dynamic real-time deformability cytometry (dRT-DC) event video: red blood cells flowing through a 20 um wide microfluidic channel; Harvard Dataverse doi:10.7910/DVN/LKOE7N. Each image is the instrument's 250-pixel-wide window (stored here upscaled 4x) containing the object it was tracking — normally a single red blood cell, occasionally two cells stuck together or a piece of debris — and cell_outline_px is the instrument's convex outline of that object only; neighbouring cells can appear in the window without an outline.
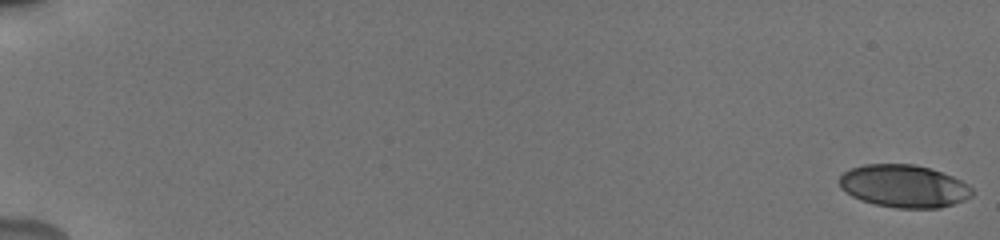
{"species": "human", "species_latin": "Homo sapiens", "temperature_condition": "cold", "stored_images_in_passage": 53, "camera_frame_rate_fps": 3000, "um_per_image_px": 0.085, "donor": {"sex": "male"}, "frame": {"image": 1, "passage_image": 1, "time_ms": 0.0, "image_size_px": [1000, 240], "cell_outline_px": [[972, 196], [964, 200], [940, 208], [896, 208], [876, 204], [860, 200], [852, 196], [840, 188], [840, 176], [844, 172], [852, 168], [864, 164], [912, 164], [928, 168], [952, 176], [968, 184], [972, 188]], "centroid_in_image_um": [76.82, 15.82], "position_along_channel_um": 8.2, "area_um2": 32.83}}
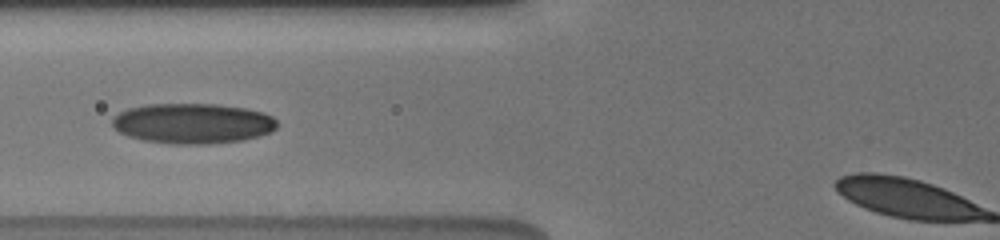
{"frame": {"image": 2, "passage_image": 25, "time_ms": 8.0, "image_size_px": [1000, 240], "cell_outline_px": [[276, 128], [272, 132], [244, 140], [204, 144], [168, 144], [144, 140], [128, 136], [120, 132], [112, 124], [112, 120], [120, 112], [128, 108], [148, 104], [216, 104], [244, 108], [264, 112], [272, 116], [276, 120]], "centroid_in_image_um": [16.4, 10.49], "position_along_channel_um": 109.4, "area_um2": 38.67}}
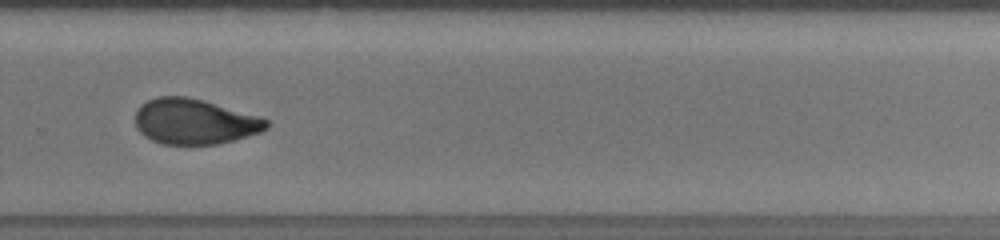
{"frame": {"image": 3, "passage_image": 41, "time_ms": 13.333, "image_size_px": [1000, 240], "cell_outline_px": [[268, 128], [260, 132], [232, 140], [216, 144], [160, 144], [144, 136], [136, 128], [136, 108], [140, 104], [156, 96], [188, 96], [204, 100], [260, 116], [268, 120]], "centroid_in_image_um": [16.5, 10.32], "position_along_channel_um": 313.3, "area_um2": 34.85}}